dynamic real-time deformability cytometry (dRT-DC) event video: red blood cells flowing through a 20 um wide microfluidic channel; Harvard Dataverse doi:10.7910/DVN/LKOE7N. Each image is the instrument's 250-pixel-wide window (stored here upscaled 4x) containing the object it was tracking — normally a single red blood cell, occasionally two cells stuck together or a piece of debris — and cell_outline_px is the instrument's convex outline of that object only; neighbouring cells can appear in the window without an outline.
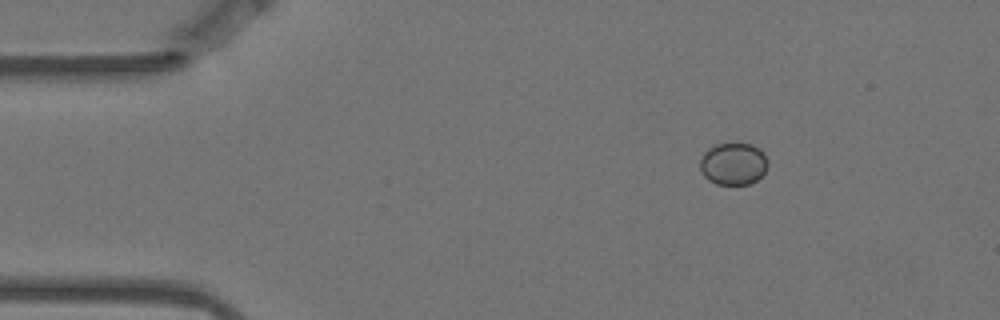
{"species": "Egyptian fruit bat (a non-hibernating species)", "species_latin": "Rousettus aegyptiacus", "temperature_condition": "warm", "stored_images_in_passage": 3, "camera_frame_rate_fps": 3000, "um_per_image_px": 0.085, "animal": {"sex": "female"}, "frame": {"image": 1, "passage_image": 1, "time_ms": 0.0, "image_size_px": [1000, 320], "cell_outline_px": [[768, 168], [756, 180], [748, 184], [716, 184], [708, 180], [704, 176], [700, 168], [700, 160], [704, 152], [708, 148], [716, 144], [732, 140], [752, 144], [760, 148], [764, 152], [768, 160]], "centroid_in_image_um": [62.35, 13.86], "position_along_channel_um": 22.7, "area_um2": 17.28}}